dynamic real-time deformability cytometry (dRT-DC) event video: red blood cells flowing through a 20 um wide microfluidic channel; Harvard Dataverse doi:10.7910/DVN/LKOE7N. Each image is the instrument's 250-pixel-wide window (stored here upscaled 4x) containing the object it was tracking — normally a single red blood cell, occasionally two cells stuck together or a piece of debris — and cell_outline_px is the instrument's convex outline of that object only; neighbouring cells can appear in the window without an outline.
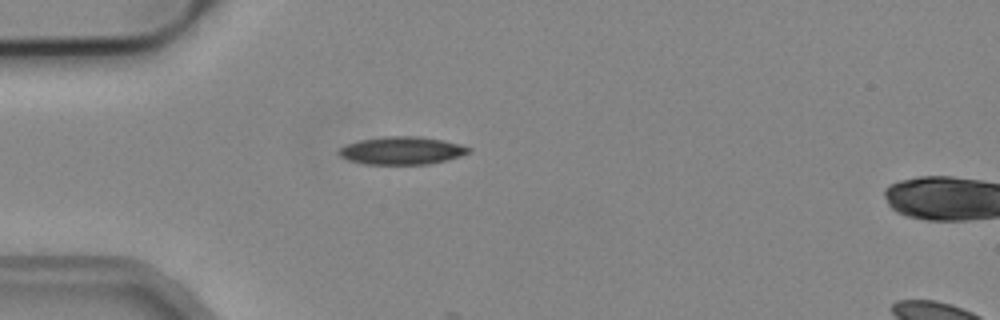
{"species": "common noctule bat (a hibernating species)", "species_latin": "Nyctalus noctula", "temperature_condition": "cold", "stored_images_in_passage": 2, "camera_frame_rate_fps": 3000, "um_per_image_px": 0.085, "animal": {"sex": "male", "body_mass_g": 19.2, "forearm_length_mm": 51.8}, "frame": {"image": 1, "passage_image": 1, "time_ms": 0.0, "image_size_px": [1000, 320], "cell_outline_px": [[472, 152], [448, 160], [428, 164], [364, 164], [348, 160], [340, 156], [336, 152], [340, 148], [348, 144], [360, 140], [384, 136], [420, 136], [460, 144], [472, 148]], "centroid_in_image_um": [34.17, 12.8], "position_along_channel_um": 50.8, "area_um2": 21.1}}